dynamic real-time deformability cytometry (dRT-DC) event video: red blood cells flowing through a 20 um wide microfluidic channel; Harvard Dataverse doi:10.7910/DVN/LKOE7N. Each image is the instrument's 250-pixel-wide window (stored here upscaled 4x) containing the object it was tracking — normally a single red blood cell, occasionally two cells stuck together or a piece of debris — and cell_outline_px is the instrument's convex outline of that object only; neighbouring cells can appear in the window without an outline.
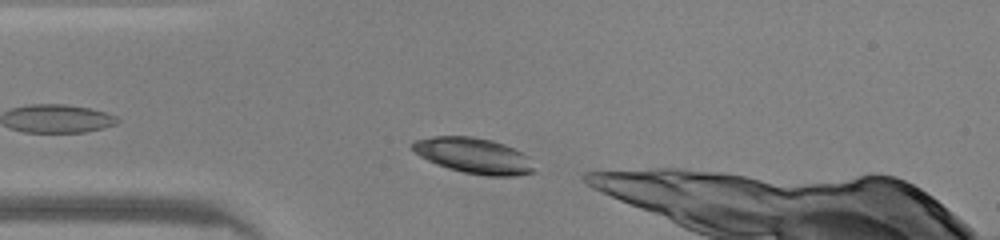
{"species": "common noctule bat (a hibernating species)", "species_latin": "Nyctalus noctula", "temperature_condition": "warm", "stored_images_in_passage": 21, "camera_frame_rate_fps": 3000, "um_per_image_px": 0.085, "animal": {"sex": "male", "body_mass_g": 20.0, "forearm_length_mm": 53.3}, "frame": {"image": 1, "passage_image": 1, "time_ms": 0.0, "image_size_px": [1000, 240], "cell_outline_px": [[536, 172], [516, 176], [488, 176], [464, 172], [448, 168], [436, 164], [420, 156], [412, 148], [412, 144], [416, 140], [432, 136], [472, 136], [492, 140], [504, 144], [528, 156]], "centroid_in_image_um": [40.29, 13.23], "position_along_channel_um": 44.7, "area_um2": 25.14}}
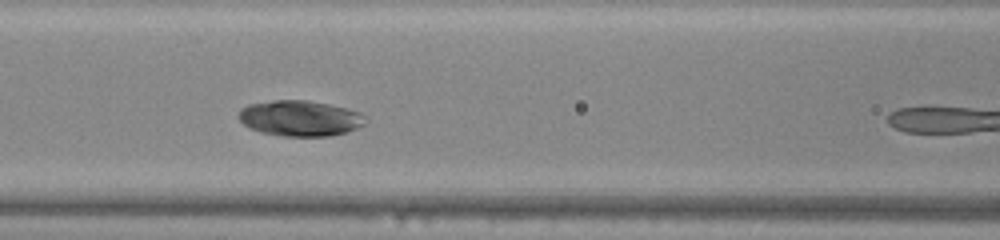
{"frame": {"image": 2, "passage_image": 9, "time_ms": 2.667, "image_size_px": [1000, 240], "cell_outline_px": [[368, 120], [364, 124], [356, 128], [332, 136], [284, 136], [260, 132], [244, 124], [240, 120], [240, 108], [248, 104], [272, 100], [304, 100], [328, 104], [348, 108], [360, 112]], "centroid_in_image_um": [25.52, 10.04], "position_along_channel_um": 141.1, "area_um2": 26.24}}
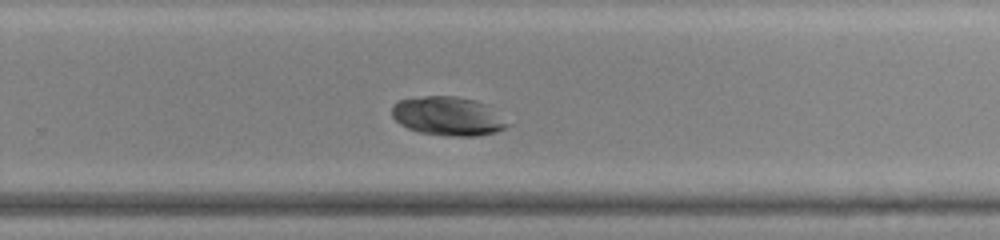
{"frame": {"image": 3, "passage_image": 20, "time_ms": 6.333, "image_size_px": [1000, 240], "cell_outline_px": [[512, 124], [496, 132], [476, 136], [448, 136], [420, 132], [408, 128], [400, 124], [392, 116], [392, 104], [396, 100], [424, 96], [456, 96], [476, 100], [488, 104]], "centroid_in_image_um": [38.1, 9.86], "position_along_channel_um": 291.7, "area_um2": 26.53}}